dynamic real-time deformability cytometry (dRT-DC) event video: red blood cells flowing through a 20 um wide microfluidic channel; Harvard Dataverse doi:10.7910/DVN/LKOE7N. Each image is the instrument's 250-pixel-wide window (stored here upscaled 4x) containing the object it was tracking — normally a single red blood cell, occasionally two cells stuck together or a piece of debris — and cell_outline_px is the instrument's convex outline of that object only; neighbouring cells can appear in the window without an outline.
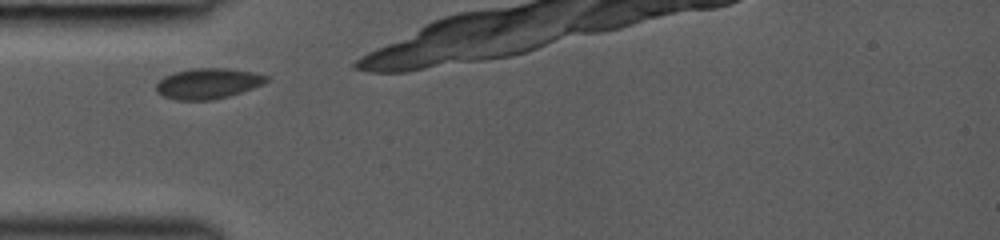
{"species": "common noctule bat (a hibernating species)", "species_latin": "Nyctalus noctula", "temperature_condition": "room temperature", "stored_images_in_passage": 4, "camera_frame_rate_fps": 3000, "um_per_image_px": 0.085, "animal": {"sex": "female", "body_mass_g": 19.0, "forearm_length_mm": 53.3}, "frame": {"image": 1, "passage_image": 2, "time_ms": 0.333, "image_size_px": [1000, 240], "cell_outline_px": [[268, 80], [264, 84], [228, 96], [212, 100], [176, 100], [164, 96], [156, 92], [156, 84], [164, 76], [176, 72], [192, 68], [228, 68], [252, 72], [268, 76]], "centroid_in_image_um": [17.66, 7.1], "position_along_channel_um": 67.3, "area_um2": 19.54}}